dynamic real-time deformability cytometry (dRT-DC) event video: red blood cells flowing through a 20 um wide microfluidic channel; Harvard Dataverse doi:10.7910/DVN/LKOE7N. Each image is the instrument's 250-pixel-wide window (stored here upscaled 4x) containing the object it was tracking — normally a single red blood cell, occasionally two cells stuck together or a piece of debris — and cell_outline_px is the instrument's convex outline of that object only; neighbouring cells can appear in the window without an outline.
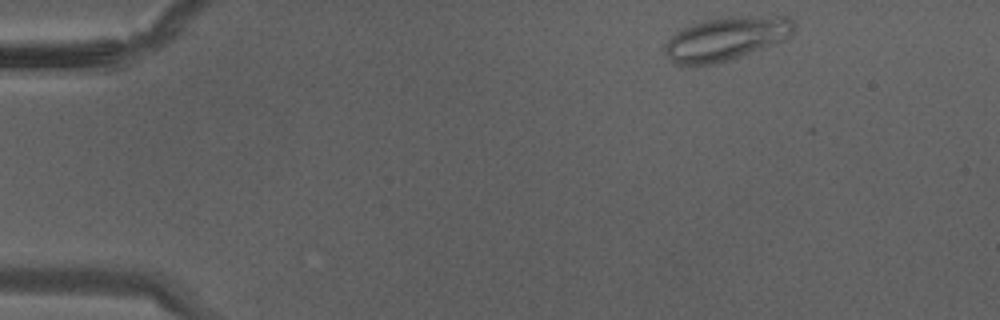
{"species": "Egyptian fruit bat (a non-hibernating species)", "species_latin": "Rousettus aegyptiacus", "temperature_condition": "warm", "stored_images_in_passage": 23, "camera_frame_rate_fps": 3000, "um_per_image_px": 0.085, "animal": {"sex": "male"}, "frame": {"image": 1, "passage_image": 1, "time_ms": 0.0, "image_size_px": [1000, 320], "cell_outline_px": [[796, 24], [792, 32], [780, 40], [748, 52], [724, 60], [708, 64], [676, 64], [664, 52], [664, 44], [676, 32], [684, 28], [704, 20], [732, 16], [788, 16]], "centroid_in_image_um": [61.68, 3.24], "position_along_channel_um": 23.3, "area_um2": 31.5}}
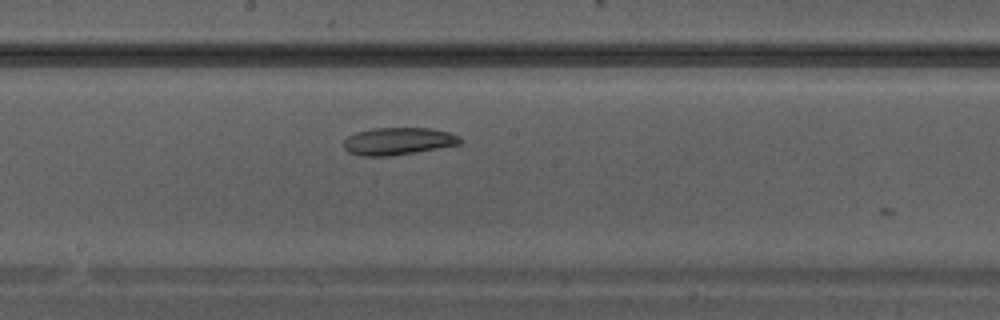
{"frame": {"image": 2, "passage_image": 16, "time_ms": 5.0, "image_size_px": [1000, 320], "cell_outline_px": [[464, 140], [460, 144], [392, 156], [360, 156], [348, 152], [344, 148], [344, 140], [348, 136], [356, 132], [372, 128], [428, 128], [448, 132]], "centroid_in_image_um": [33.8, 12.0], "position_along_channel_um": 214.4, "area_um2": 18.5}}
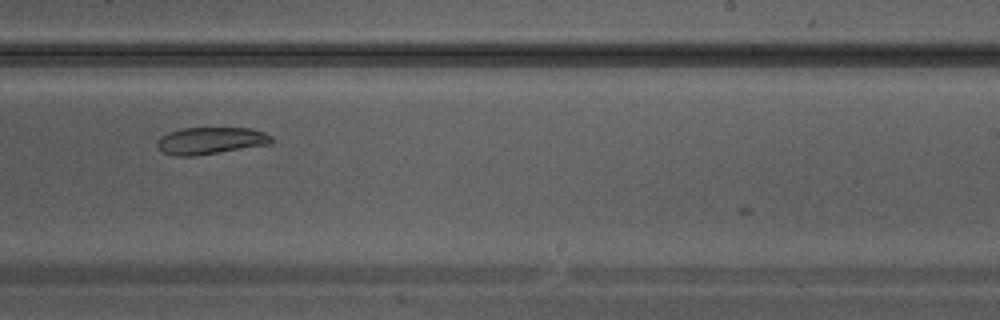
{"frame": {"image": 3, "passage_image": 19, "time_ms": 6.0, "image_size_px": [1000, 320], "cell_outline_px": [[276, 140], [272, 144], [196, 156], [172, 156], [164, 152], [156, 144], [160, 136], [168, 132], [180, 128], [252, 128], [264, 132], [272, 136]], "centroid_in_image_um": [17.95, 11.96], "position_along_channel_um": 271.1, "area_um2": 18.32}}